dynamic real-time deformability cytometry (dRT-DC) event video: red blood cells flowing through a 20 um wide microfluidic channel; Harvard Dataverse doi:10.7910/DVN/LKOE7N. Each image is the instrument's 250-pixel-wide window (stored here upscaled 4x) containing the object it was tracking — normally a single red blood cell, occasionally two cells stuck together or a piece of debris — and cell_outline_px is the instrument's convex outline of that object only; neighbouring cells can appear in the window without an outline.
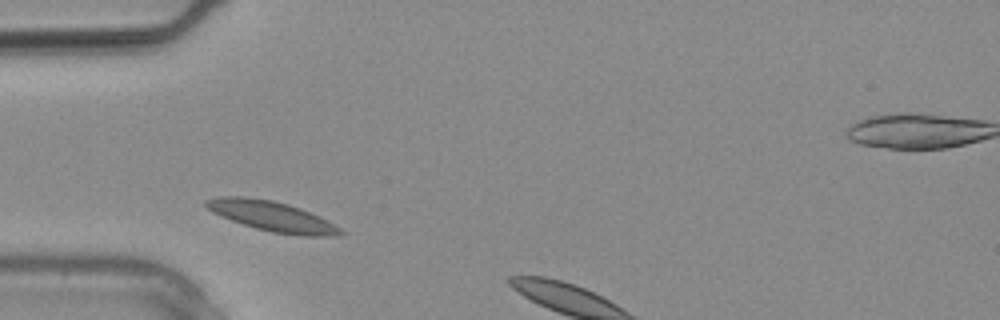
{"species": "common noctule bat (a hibernating species)", "species_latin": "Nyctalus noctula", "temperature_condition": "warm", "stored_images_in_passage": 3, "camera_frame_rate_fps": 3000, "um_per_image_px": 0.085, "animal": {"sex": "male", "body_mass_g": 20.4}, "frame": {"image": 1, "passage_image": 1, "time_ms": 0.0, "image_size_px": [1000, 320], "cell_outline_px": [[348, 232], [344, 236], [300, 236], [272, 232], [256, 228], [232, 220], [212, 212], [204, 204], [204, 200], [220, 196], [244, 196], [272, 200], [288, 204], [300, 208], [320, 216], [328, 220]], "centroid_in_image_um": [23.2, 18.39], "position_along_channel_um": 61.8, "area_um2": 23.76}}